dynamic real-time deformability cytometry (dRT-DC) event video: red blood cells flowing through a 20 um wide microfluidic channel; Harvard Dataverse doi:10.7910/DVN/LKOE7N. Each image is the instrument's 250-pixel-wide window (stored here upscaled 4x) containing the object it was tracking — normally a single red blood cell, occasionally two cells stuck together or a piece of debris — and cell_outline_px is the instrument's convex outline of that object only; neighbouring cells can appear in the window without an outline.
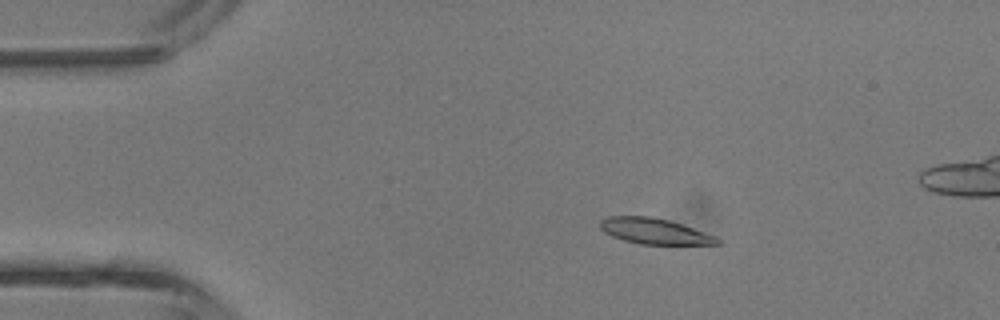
{"species": "common noctule bat (a hibernating species)", "species_latin": "Nyctalus noctula", "temperature_condition": "room temperature", "stored_images_in_passage": 42, "camera_frame_rate_fps": 3000, "um_per_image_px": 0.085, "animal": {"sex": "male", "body_mass_g": 13.3}, "frame": {"image": 1, "passage_image": 6, "time_ms": 1.667, "image_size_px": [1000, 320], "cell_outline_px": [[720, 244], [640, 244], [624, 240], [612, 236], [604, 232], [600, 228], [600, 220], [608, 216], [652, 216], [668, 220], [716, 236], [720, 240]], "centroid_in_image_um": [55.6, 19.64], "position_along_channel_um": 29.4, "area_um2": 17.4}}
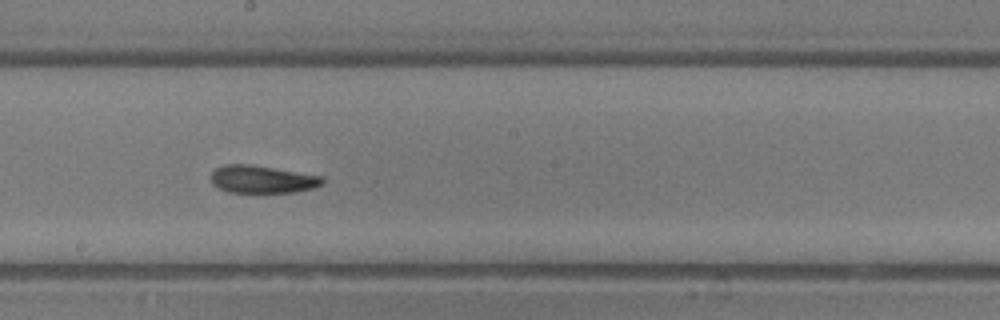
{"frame": {"image": 2, "passage_image": 22, "time_ms": 7.0, "image_size_px": [1000, 320], "cell_outline_px": [[324, 184], [316, 188], [296, 192], [228, 192], [216, 188], [212, 184], [212, 172], [216, 168], [224, 164], [252, 164], [324, 176]], "centroid_in_image_um": [22.33, 15.24], "position_along_channel_um": 225.9, "area_um2": 18.26}}
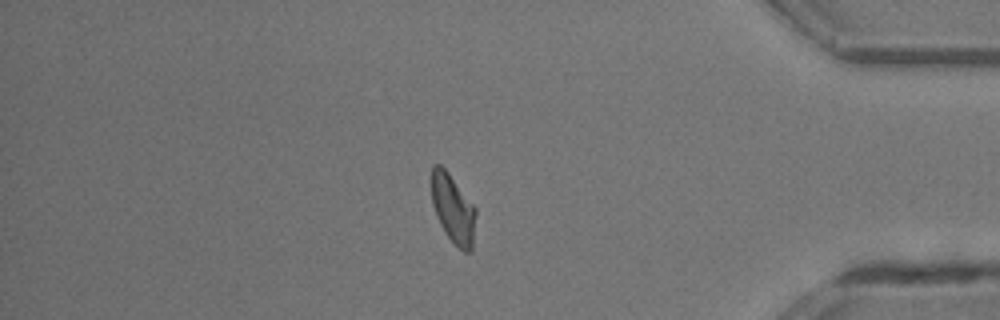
{"frame": {"image": 3, "passage_image": 35, "time_ms": 11.333, "image_size_px": [1000, 320], "cell_outline_px": [[476, 212], [472, 248], [468, 252], [464, 252], [444, 232], [436, 216], [432, 204], [432, 164], [440, 164], [448, 172], [476, 208]], "centroid_in_image_um": [38.5, 17.73], "position_along_channel_um": 396.7, "area_um2": 17.51}, "authors_computed_cell_mechanics": {"area_um2": 17.9469, "velocity_mm_per_s": 4.7443, "shape_relaxation_time_tau1_ms": null, "shape_relaxation_time_tau2_ms": 2.4263, "deformation_change_tau1": null, "deformation_change_tau2": 0.0934}}